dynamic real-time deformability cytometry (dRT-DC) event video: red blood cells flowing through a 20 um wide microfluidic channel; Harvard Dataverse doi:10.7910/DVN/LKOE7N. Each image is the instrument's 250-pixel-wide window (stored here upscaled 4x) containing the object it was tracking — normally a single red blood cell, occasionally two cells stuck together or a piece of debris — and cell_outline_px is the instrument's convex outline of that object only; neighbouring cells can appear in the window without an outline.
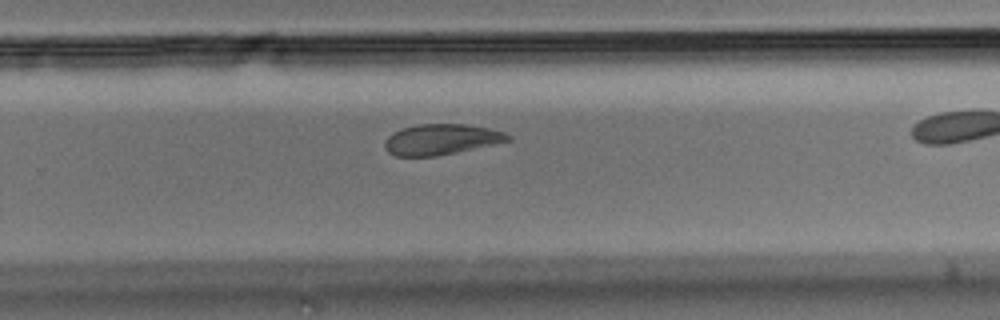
{"species": "Egyptian fruit bat (a non-hibernating species)", "species_latin": "Rousettus aegyptiacus", "temperature_condition": "room temperature", "stored_images_in_passage": 20, "camera_frame_rate_fps": 3000, "um_per_image_px": 0.085, "animal": {"sex": "male"}, "frame": {"image": 1, "passage_image": 15, "time_ms": 4.667, "image_size_px": [1000, 320], "cell_outline_px": [[512, 140], [456, 152], [436, 156], [396, 156], [388, 152], [384, 144], [384, 140], [392, 132], [400, 128], [420, 124], [464, 124], [488, 128], [504, 132], [512, 136]], "centroid_in_image_um": [37.48, 11.84], "position_along_channel_um": 292.3, "area_um2": 21.96}}
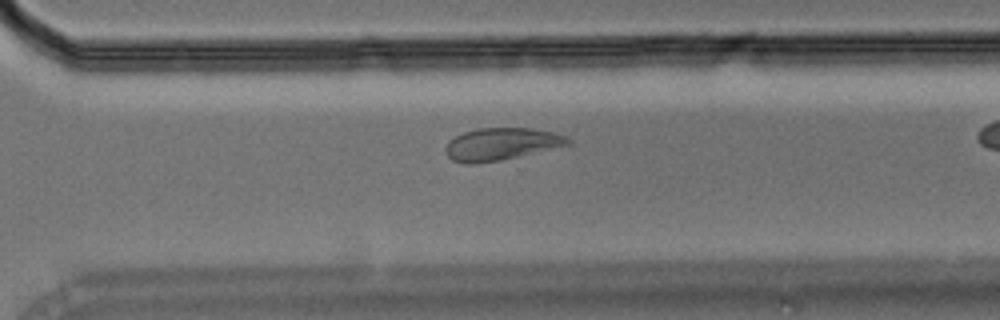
{"frame": {"image": 2, "passage_image": 17, "time_ms": 5.333, "image_size_px": [1000, 320], "cell_outline_px": [[572, 144], [500, 160], [472, 164], [464, 164], [452, 160], [448, 156], [444, 148], [448, 140], [464, 132], [476, 128], [532, 128], [552, 132], [564, 136], [572, 140]], "centroid_in_image_um": [42.57, 12.24], "position_along_channel_um": 328.0, "area_um2": 23.0}}